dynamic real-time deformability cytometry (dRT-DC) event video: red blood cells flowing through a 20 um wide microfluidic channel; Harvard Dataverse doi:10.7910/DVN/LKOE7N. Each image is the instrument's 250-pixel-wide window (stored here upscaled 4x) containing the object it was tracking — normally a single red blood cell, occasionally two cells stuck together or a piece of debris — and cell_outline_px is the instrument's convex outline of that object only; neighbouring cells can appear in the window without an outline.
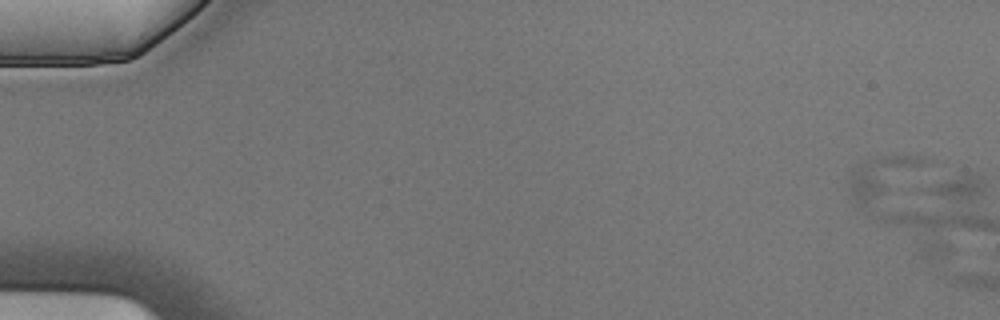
{"species": "Egyptian fruit bat (a non-hibernating species)", "species_latin": "Rousettus aegyptiacus", "temperature_condition": "cold", "stored_images_in_passage": 2, "camera_frame_rate_fps": 3000, "um_per_image_px": 0.085, "animal": {"sex": "male"}, "frame": {"image": 1, "passage_image": 1, "time_ms": 0.0, "image_size_px": [1000, 320], "cell_outline_px": [[924, 160], [920, 164], [864, 208], [856, 208], [848, 192], [844, 180], [864, 160], [884, 156], [920, 156]], "centroid_in_image_um": [74.63, 15.06], "position_along_channel_um": 10.4, "area_um2": 16.36}}